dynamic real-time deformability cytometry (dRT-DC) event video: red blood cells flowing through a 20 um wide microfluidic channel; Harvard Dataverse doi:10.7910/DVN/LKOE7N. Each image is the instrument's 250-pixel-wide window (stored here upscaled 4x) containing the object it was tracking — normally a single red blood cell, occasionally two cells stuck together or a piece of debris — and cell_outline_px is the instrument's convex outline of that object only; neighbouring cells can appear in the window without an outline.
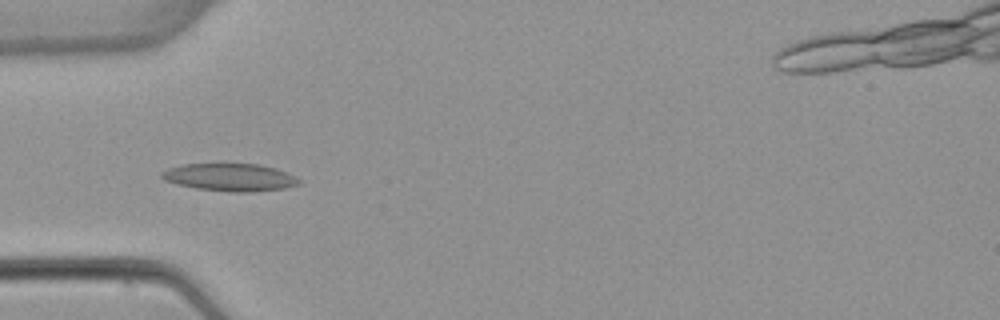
{"species": "common noctule bat (a hibernating species)", "species_latin": "Nyctalus noctula", "temperature_condition": "warm", "stored_images_in_passage": 7, "camera_frame_rate_fps": 3000, "um_per_image_px": 0.085, "animal": {"sex": "female", "body_mass_g": 22.7, "forearm_length_mm": 54.2}, "frame": {"image": 1, "passage_image": 5, "time_ms": 5.0, "image_size_px": [1000, 320], "cell_outline_px": [[300, 184], [284, 188], [252, 192], [228, 192], [196, 188], [176, 184], [164, 180], [160, 176], [160, 172], [168, 168], [184, 164], [260, 164], [276, 168], [296, 176], [300, 180]], "centroid_in_image_um": [19.54, 15.07], "position_along_channel_um": 65.5, "area_um2": 22.2}}
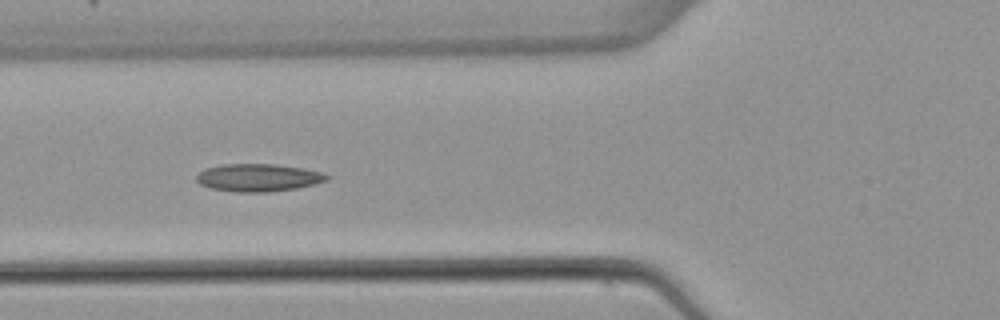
{"frame": {"image": 2, "passage_image": 6, "time_ms": 6.0, "image_size_px": [1000, 320], "cell_outline_px": [[328, 180], [296, 188], [268, 192], [236, 192], [212, 188], [200, 184], [196, 180], [196, 176], [204, 168], [220, 164], [272, 164], [304, 168], [320, 172], [328, 176]], "centroid_in_image_um": [21.91, 15.09], "position_along_channel_um": 103.9, "area_um2": 20.87}}
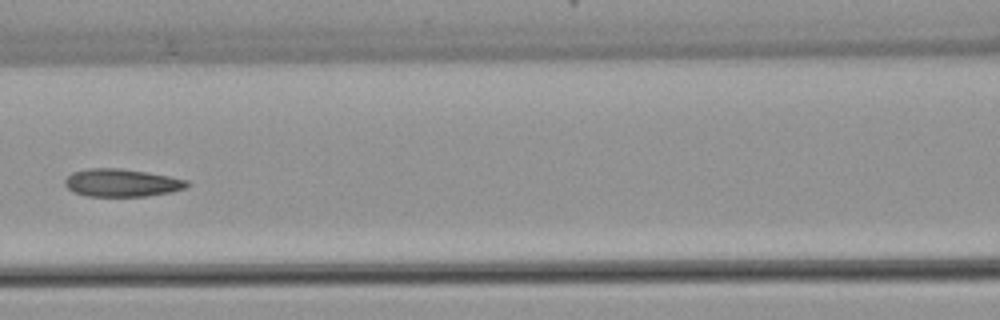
{"frame": {"image": 3, "passage_image": 7, "time_ms": 7.333, "image_size_px": [1000, 320], "cell_outline_px": [[188, 184], [184, 188], [172, 192], [148, 196], [88, 196], [72, 192], [64, 184], [64, 180], [72, 172], [88, 168], [120, 168], [168, 176], [188, 180]], "centroid_in_image_um": [10.31, 15.54], "position_along_channel_um": 156.3, "area_um2": 19.71}}